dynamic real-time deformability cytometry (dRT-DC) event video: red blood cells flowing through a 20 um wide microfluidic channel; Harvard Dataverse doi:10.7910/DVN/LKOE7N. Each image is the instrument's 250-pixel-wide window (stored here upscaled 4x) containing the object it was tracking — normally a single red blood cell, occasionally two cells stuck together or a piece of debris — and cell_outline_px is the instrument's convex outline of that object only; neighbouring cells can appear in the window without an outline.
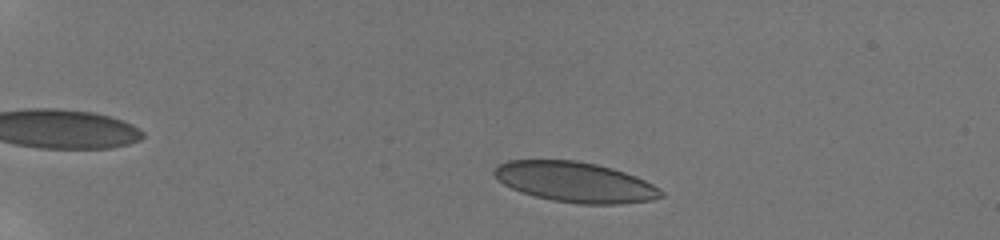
{"species": "human", "species_latin": "Homo sapiens", "temperature_condition": "room temperature", "stored_images_in_passage": 50, "camera_frame_rate_fps": 3000, "um_per_image_px": 0.085, "donor": {"sex": "male"}, "frame": {"image": 1, "passage_image": 7, "time_ms": 2.0, "image_size_px": [1000, 240], "cell_outline_px": [[664, 196], [652, 200], [620, 204], [580, 204], [552, 200], [520, 192], [504, 184], [492, 172], [500, 164], [508, 160], [576, 160], [596, 164], [612, 168], [636, 176], [652, 184], [664, 192]], "centroid_in_image_um": [48.91, 15.48], "position_along_channel_um": 36.1, "area_um2": 38.96}}
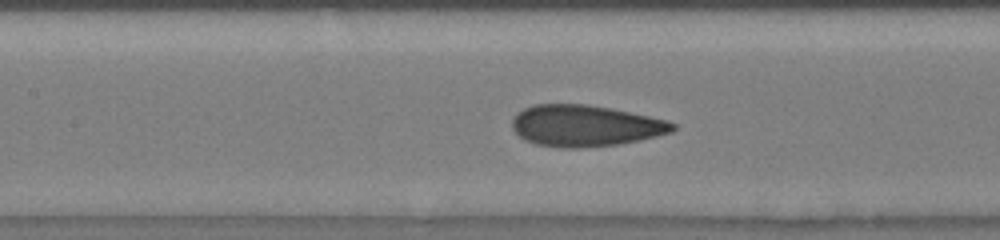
{"frame": {"image": 2, "passage_image": 24, "time_ms": 7.667, "image_size_px": [1000, 240], "cell_outline_px": [[676, 128], [672, 132], [640, 140], [620, 144], [580, 148], [564, 148], [536, 144], [524, 140], [512, 128], [512, 120], [516, 112], [532, 104], [588, 104], [612, 108], [668, 120], [676, 124]], "centroid_in_image_um": [49.74, 10.68], "position_along_channel_um": 157.7, "area_um2": 39.02}}
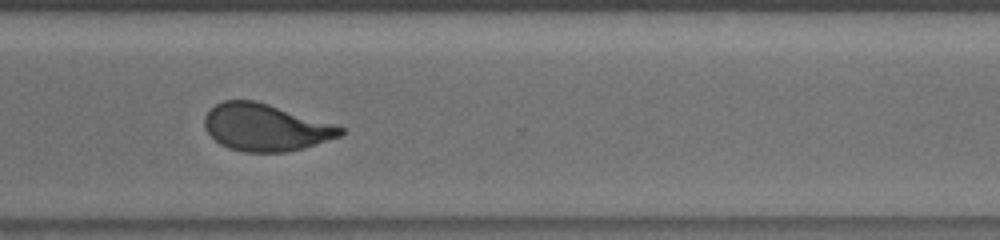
{"frame": {"image": 3, "passage_image": 39, "time_ms": 12.667, "image_size_px": [1000, 240], "cell_outline_px": [[348, 128], [340, 136], [304, 148], [288, 152], [244, 152], [228, 148], [220, 144], [204, 128], [204, 116], [216, 104], [224, 100], [256, 100]], "centroid_in_image_um": [22.59, 10.83], "position_along_channel_um": 348.0, "area_um2": 37.4}, "authors_computed_cell_mechanics": {"area_um2": 38.8416, "velocity_mm_per_s": 3.8174, "shape_relaxation_time_tau1_ms": 6.0288, "shape_relaxation_time_tau2_ms": 0.7966, "deformation_change_tau1": 0.1609, "deformation_change_tau2": 0.0562}}